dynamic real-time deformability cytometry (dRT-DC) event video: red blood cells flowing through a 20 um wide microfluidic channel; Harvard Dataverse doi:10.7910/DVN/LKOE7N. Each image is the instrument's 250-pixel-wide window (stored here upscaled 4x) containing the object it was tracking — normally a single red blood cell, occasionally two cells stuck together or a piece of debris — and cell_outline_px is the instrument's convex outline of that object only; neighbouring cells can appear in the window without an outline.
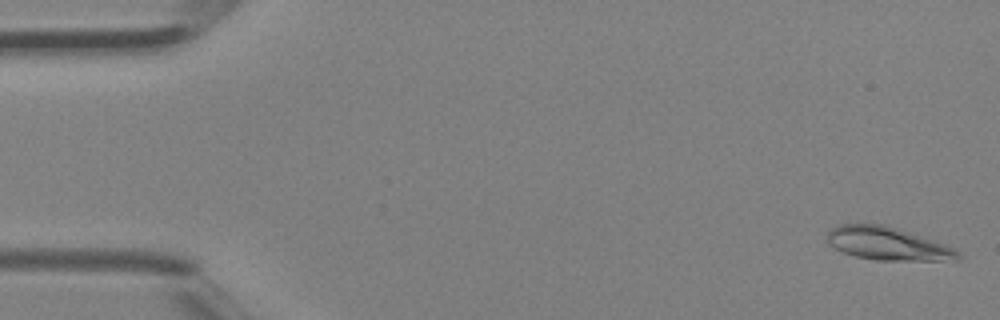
{"species": "Egyptian fruit bat (a non-hibernating species)", "species_latin": "Rousettus aegyptiacus", "temperature_condition": "room temperature", "stored_images_in_passage": 41, "camera_frame_rate_fps": 3000, "um_per_image_px": 0.085, "animal": {"sex": "female"}, "frame": {"image": 1, "passage_image": 1, "time_ms": 0.0, "image_size_px": [1000, 320], "cell_outline_px": [[960, 260], [876, 260], [856, 256], [844, 252], [828, 244], [828, 232], [832, 228], [840, 224], [884, 224], [956, 248], [960, 252]], "centroid_in_image_um": [75.47, 20.71], "position_along_channel_um": 9.5, "area_um2": 24.85}}
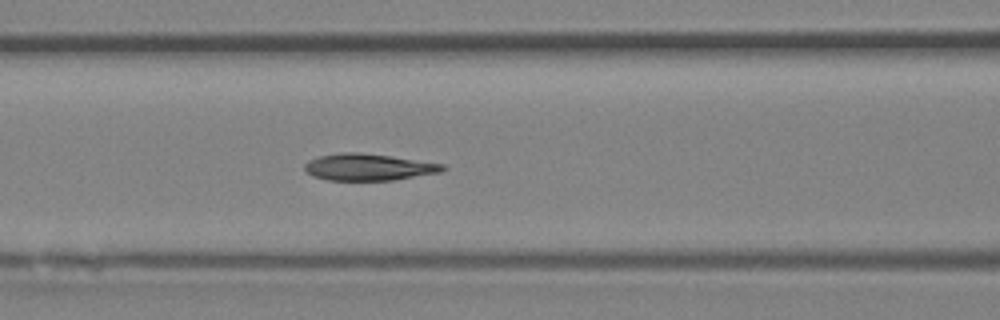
{"frame": {"image": 2, "passage_image": 17, "time_ms": 5.333, "image_size_px": [1000, 320], "cell_outline_px": [[448, 168], [440, 172], [392, 180], [328, 180], [312, 176], [304, 168], [304, 164], [308, 160], [316, 156], [340, 152], [360, 152], [444, 164]], "centroid_in_image_um": [31.27, 14.2], "position_along_channel_um": 135.3, "area_um2": 21.44}}
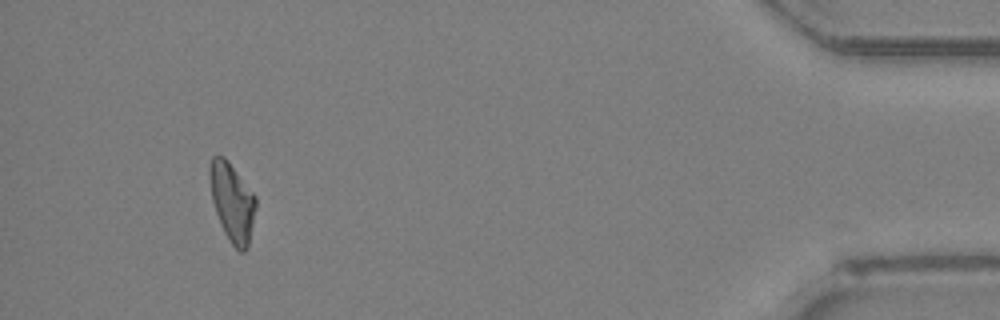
{"frame": {"image": 3, "passage_image": 38, "time_ms": 12.333, "image_size_px": [1000, 320], "cell_outline_px": [[256, 208], [248, 248], [244, 252], [240, 252], [232, 244], [224, 232], [220, 224], [212, 200], [208, 176], [208, 168], [212, 156], [224, 156], [228, 160], [256, 196]], "centroid_in_image_um": [19.73, 17.16], "position_along_channel_um": 415.5, "area_um2": 21.27}}